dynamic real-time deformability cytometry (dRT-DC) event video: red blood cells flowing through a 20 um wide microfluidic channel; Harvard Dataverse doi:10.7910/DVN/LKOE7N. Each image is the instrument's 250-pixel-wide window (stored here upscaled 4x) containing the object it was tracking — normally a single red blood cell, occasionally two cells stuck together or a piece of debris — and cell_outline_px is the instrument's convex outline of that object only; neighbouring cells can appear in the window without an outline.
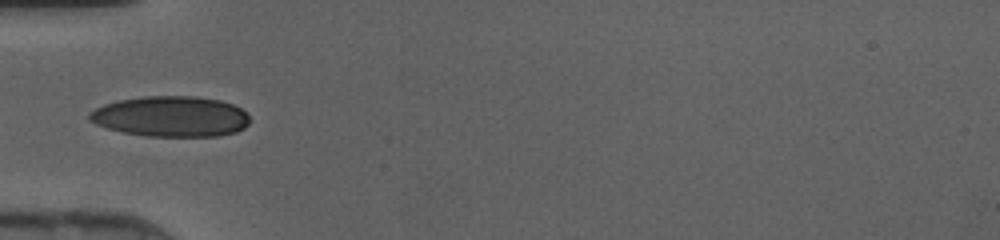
{"species": "human", "species_latin": "Homo sapiens", "temperature_condition": "cold", "stored_images_in_passage": 30, "camera_frame_rate_fps": 3000, "um_per_image_px": 0.085, "donor": {"sex": "female"}, "frame": {"image": 1, "passage_image": 1, "time_ms": 0.0, "image_size_px": [1000, 240], "cell_outline_px": [[248, 124], [244, 128], [236, 132], [220, 136], [148, 136], [124, 132], [108, 128], [96, 124], [88, 120], [88, 112], [104, 104], [116, 100], [144, 96], [196, 96], [220, 100], [232, 104], [240, 108], [248, 116]], "centroid_in_image_um": [14.5, 9.89], "position_along_channel_um": 70.5, "area_um2": 37.97}}
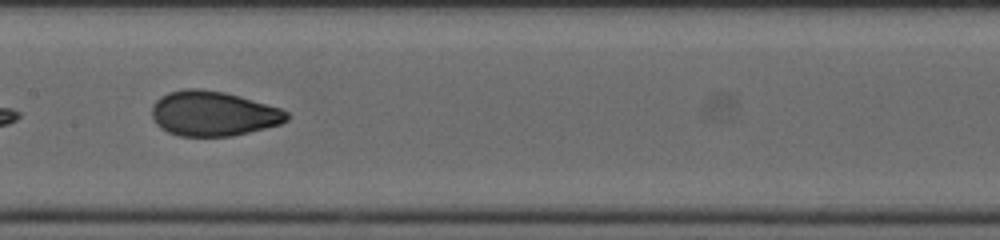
{"frame": {"image": 2, "passage_image": 9, "time_ms": 2.667, "image_size_px": [1000, 240], "cell_outline_px": [[288, 120], [280, 124], [232, 136], [180, 136], [168, 132], [160, 128], [156, 124], [152, 116], [152, 104], [160, 96], [168, 92], [184, 88], [200, 88], [224, 92], [240, 96], [280, 108], [288, 112]], "centroid_in_image_um": [18.09, 9.64], "position_along_channel_um": 189.3, "area_um2": 35.37}}
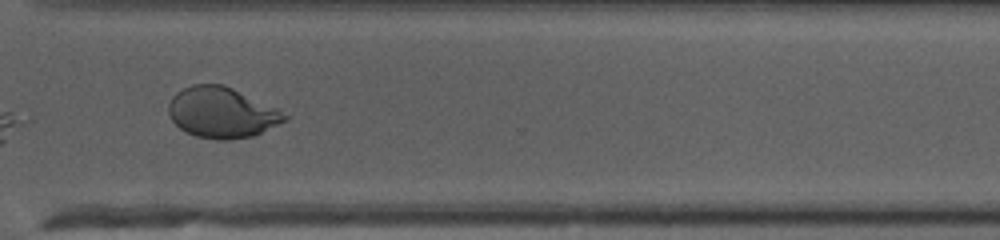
{"frame": {"image": 3, "passage_image": 20, "time_ms": 6.333, "image_size_px": [1000, 240], "cell_outline_px": [[292, 116], [288, 120], [252, 136], [232, 140], [220, 140], [196, 136], [180, 128], [172, 120], [168, 112], [168, 104], [172, 96], [176, 92], [192, 84], [224, 84], [280, 108]], "centroid_in_image_um": [18.91, 9.55], "position_along_channel_um": 351.7, "area_um2": 34.74}}